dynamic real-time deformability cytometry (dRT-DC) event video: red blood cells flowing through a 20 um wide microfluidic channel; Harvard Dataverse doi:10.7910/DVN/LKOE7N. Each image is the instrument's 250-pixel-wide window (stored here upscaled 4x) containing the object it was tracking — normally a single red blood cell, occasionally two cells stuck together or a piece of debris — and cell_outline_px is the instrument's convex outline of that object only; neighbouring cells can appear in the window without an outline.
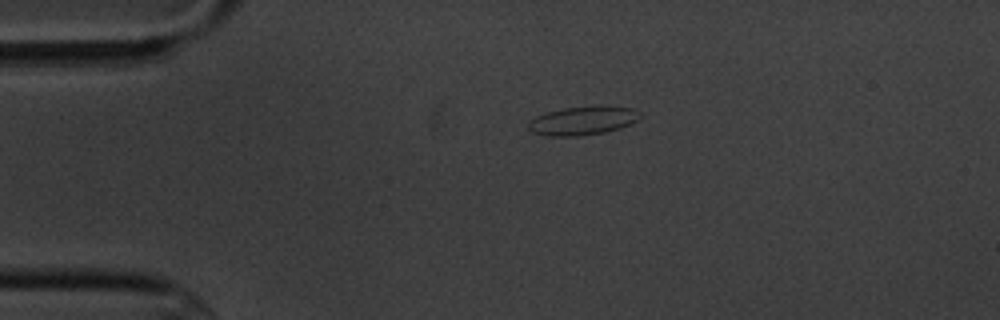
{"species": "common noctule bat (a hibernating species)", "species_latin": "Nyctalus noctula", "temperature_condition": "cold", "stored_images_in_passage": 2, "camera_frame_rate_fps": 3000, "um_per_image_px": 0.085, "animal": {"sex": "male", "body_mass_g": 20.1, "forearm_length_mm": 53.5}, "frame": {"image": 1, "passage_image": 2, "time_ms": 2.0, "image_size_px": [1000, 320], "cell_outline_px": [[640, 116], [636, 120], [620, 128], [604, 132], [576, 136], [544, 136], [532, 132], [528, 128], [528, 124], [536, 116], [548, 112], [564, 108], [592, 104], [600, 104], [632, 108], [640, 112]], "centroid_in_image_um": [49.54, 10.23], "position_along_channel_um": 35.5, "area_um2": 18.84}}